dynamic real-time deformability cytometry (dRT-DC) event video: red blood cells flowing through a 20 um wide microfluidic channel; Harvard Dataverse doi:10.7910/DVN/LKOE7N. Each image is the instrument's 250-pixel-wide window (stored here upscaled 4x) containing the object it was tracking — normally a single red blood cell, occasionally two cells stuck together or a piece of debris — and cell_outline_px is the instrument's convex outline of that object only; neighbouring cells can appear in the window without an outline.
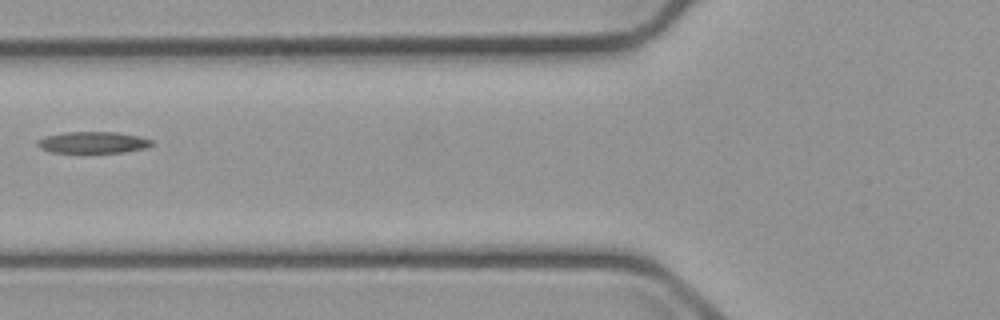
{"species": "common noctule bat (a hibernating species)", "species_latin": "Nyctalus noctula", "temperature_condition": "cold", "stored_images_in_passage": 2, "camera_frame_rate_fps": 3000, "um_per_image_px": 0.085, "animal": {"sex": "male", "body_mass_g": 23.1, "forearm_length_mm": 52.7}, "frame": {"image": 1, "passage_image": 2, "time_ms": 2.0, "image_size_px": [1000, 320], "cell_outline_px": [[152, 144], [148, 148], [124, 152], [52, 152], [40, 148], [36, 144], [36, 140], [48, 136], [64, 132], [116, 132], [140, 136], [152, 140]], "centroid_in_image_um": [7.92, 12.1], "position_along_channel_um": 117.9, "area_um2": 14.28}}